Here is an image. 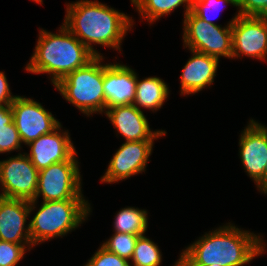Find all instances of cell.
<instances>
[{"label": "cell", "instance_id": "6da1fadb", "mask_svg": "<svg viewBox=\"0 0 267 266\" xmlns=\"http://www.w3.org/2000/svg\"><path fill=\"white\" fill-rule=\"evenodd\" d=\"M263 239L231 223L209 231L182 251L181 266H242L264 253Z\"/></svg>", "mask_w": 267, "mask_h": 266}, {"label": "cell", "instance_id": "7a4b0ae2", "mask_svg": "<svg viewBox=\"0 0 267 266\" xmlns=\"http://www.w3.org/2000/svg\"><path fill=\"white\" fill-rule=\"evenodd\" d=\"M66 7L63 24L95 56L101 54L93 44L121 51V42L134 25L131 17L97 0H80Z\"/></svg>", "mask_w": 267, "mask_h": 266}, {"label": "cell", "instance_id": "3957f363", "mask_svg": "<svg viewBox=\"0 0 267 266\" xmlns=\"http://www.w3.org/2000/svg\"><path fill=\"white\" fill-rule=\"evenodd\" d=\"M36 44L25 70L34 74H50L53 85L95 57L64 24L59 34L40 29Z\"/></svg>", "mask_w": 267, "mask_h": 266}, {"label": "cell", "instance_id": "277c9868", "mask_svg": "<svg viewBox=\"0 0 267 266\" xmlns=\"http://www.w3.org/2000/svg\"><path fill=\"white\" fill-rule=\"evenodd\" d=\"M90 212L86 200L43 201L28 224L32 245L65 236L87 220Z\"/></svg>", "mask_w": 267, "mask_h": 266}, {"label": "cell", "instance_id": "5b68a950", "mask_svg": "<svg viewBox=\"0 0 267 266\" xmlns=\"http://www.w3.org/2000/svg\"><path fill=\"white\" fill-rule=\"evenodd\" d=\"M103 56H95L85 66L76 69L61 79L54 87L83 114L105 112L103 90Z\"/></svg>", "mask_w": 267, "mask_h": 266}, {"label": "cell", "instance_id": "8992f818", "mask_svg": "<svg viewBox=\"0 0 267 266\" xmlns=\"http://www.w3.org/2000/svg\"><path fill=\"white\" fill-rule=\"evenodd\" d=\"M238 12L225 27L210 24L188 12L183 21L184 48L210 55L232 58V23L239 18Z\"/></svg>", "mask_w": 267, "mask_h": 266}, {"label": "cell", "instance_id": "52a82bcc", "mask_svg": "<svg viewBox=\"0 0 267 266\" xmlns=\"http://www.w3.org/2000/svg\"><path fill=\"white\" fill-rule=\"evenodd\" d=\"M78 161L55 163L39 171L34 200L43 201L85 200L81 191Z\"/></svg>", "mask_w": 267, "mask_h": 266}, {"label": "cell", "instance_id": "ba28073f", "mask_svg": "<svg viewBox=\"0 0 267 266\" xmlns=\"http://www.w3.org/2000/svg\"><path fill=\"white\" fill-rule=\"evenodd\" d=\"M39 171L26 153H19L7 160L0 161L1 197L34 200L37 190Z\"/></svg>", "mask_w": 267, "mask_h": 266}, {"label": "cell", "instance_id": "9c48e42d", "mask_svg": "<svg viewBox=\"0 0 267 266\" xmlns=\"http://www.w3.org/2000/svg\"><path fill=\"white\" fill-rule=\"evenodd\" d=\"M11 108L21 142L25 145L54 131L61 124L51 112L31 98L17 96Z\"/></svg>", "mask_w": 267, "mask_h": 266}, {"label": "cell", "instance_id": "30bf717a", "mask_svg": "<svg viewBox=\"0 0 267 266\" xmlns=\"http://www.w3.org/2000/svg\"><path fill=\"white\" fill-rule=\"evenodd\" d=\"M239 155L248 176L263 193V174L267 164V127L250 119L239 140Z\"/></svg>", "mask_w": 267, "mask_h": 266}, {"label": "cell", "instance_id": "8fae6325", "mask_svg": "<svg viewBox=\"0 0 267 266\" xmlns=\"http://www.w3.org/2000/svg\"><path fill=\"white\" fill-rule=\"evenodd\" d=\"M248 56L266 60L267 22L255 16H242L232 23V58Z\"/></svg>", "mask_w": 267, "mask_h": 266}, {"label": "cell", "instance_id": "7c38bea8", "mask_svg": "<svg viewBox=\"0 0 267 266\" xmlns=\"http://www.w3.org/2000/svg\"><path fill=\"white\" fill-rule=\"evenodd\" d=\"M154 141H125L109 162L101 178L104 183H116L145 171Z\"/></svg>", "mask_w": 267, "mask_h": 266}, {"label": "cell", "instance_id": "4fadbf2b", "mask_svg": "<svg viewBox=\"0 0 267 266\" xmlns=\"http://www.w3.org/2000/svg\"><path fill=\"white\" fill-rule=\"evenodd\" d=\"M61 124L52 132L40 136L30 142V153L26 155L38 171L49 167L52 164L63 161H78L77 152L69 132L62 130Z\"/></svg>", "mask_w": 267, "mask_h": 266}, {"label": "cell", "instance_id": "5bb4252c", "mask_svg": "<svg viewBox=\"0 0 267 266\" xmlns=\"http://www.w3.org/2000/svg\"><path fill=\"white\" fill-rule=\"evenodd\" d=\"M37 201L0 196V241L32 244L29 225L25 224Z\"/></svg>", "mask_w": 267, "mask_h": 266}, {"label": "cell", "instance_id": "9a60e30c", "mask_svg": "<svg viewBox=\"0 0 267 266\" xmlns=\"http://www.w3.org/2000/svg\"><path fill=\"white\" fill-rule=\"evenodd\" d=\"M104 113L126 141H154L167 133L164 130L151 131L143 111L133 104L111 107Z\"/></svg>", "mask_w": 267, "mask_h": 266}, {"label": "cell", "instance_id": "2e32d148", "mask_svg": "<svg viewBox=\"0 0 267 266\" xmlns=\"http://www.w3.org/2000/svg\"><path fill=\"white\" fill-rule=\"evenodd\" d=\"M137 73L124 64H104L105 110L134 103Z\"/></svg>", "mask_w": 267, "mask_h": 266}, {"label": "cell", "instance_id": "e0dca14e", "mask_svg": "<svg viewBox=\"0 0 267 266\" xmlns=\"http://www.w3.org/2000/svg\"><path fill=\"white\" fill-rule=\"evenodd\" d=\"M191 58L185 64L181 74V94L190 95L212 85L219 60L210 55L190 50Z\"/></svg>", "mask_w": 267, "mask_h": 266}, {"label": "cell", "instance_id": "ac0fdd59", "mask_svg": "<svg viewBox=\"0 0 267 266\" xmlns=\"http://www.w3.org/2000/svg\"><path fill=\"white\" fill-rule=\"evenodd\" d=\"M169 95V87L159 77H147L138 80L133 105L141 110V107L157 111L161 108ZM140 106V107H139Z\"/></svg>", "mask_w": 267, "mask_h": 266}, {"label": "cell", "instance_id": "d6986e66", "mask_svg": "<svg viewBox=\"0 0 267 266\" xmlns=\"http://www.w3.org/2000/svg\"><path fill=\"white\" fill-rule=\"evenodd\" d=\"M140 16L152 24L165 15H169L182 4L185 7L184 16L191 11L193 0H131ZM185 3V4H184Z\"/></svg>", "mask_w": 267, "mask_h": 266}, {"label": "cell", "instance_id": "ffe728a7", "mask_svg": "<svg viewBox=\"0 0 267 266\" xmlns=\"http://www.w3.org/2000/svg\"><path fill=\"white\" fill-rule=\"evenodd\" d=\"M148 213L135 207L122 208L115 216L114 232L142 236L148 228Z\"/></svg>", "mask_w": 267, "mask_h": 266}, {"label": "cell", "instance_id": "44dd1931", "mask_svg": "<svg viewBox=\"0 0 267 266\" xmlns=\"http://www.w3.org/2000/svg\"><path fill=\"white\" fill-rule=\"evenodd\" d=\"M21 144L11 105H0V153L19 150Z\"/></svg>", "mask_w": 267, "mask_h": 266}, {"label": "cell", "instance_id": "7402d4cb", "mask_svg": "<svg viewBox=\"0 0 267 266\" xmlns=\"http://www.w3.org/2000/svg\"><path fill=\"white\" fill-rule=\"evenodd\" d=\"M131 262L133 266H160L162 254L157 244L142 235L136 241Z\"/></svg>", "mask_w": 267, "mask_h": 266}, {"label": "cell", "instance_id": "603a6c76", "mask_svg": "<svg viewBox=\"0 0 267 266\" xmlns=\"http://www.w3.org/2000/svg\"><path fill=\"white\" fill-rule=\"evenodd\" d=\"M138 235L115 232L102 246L128 261L132 259Z\"/></svg>", "mask_w": 267, "mask_h": 266}, {"label": "cell", "instance_id": "cb8c5ba5", "mask_svg": "<svg viewBox=\"0 0 267 266\" xmlns=\"http://www.w3.org/2000/svg\"><path fill=\"white\" fill-rule=\"evenodd\" d=\"M228 3L236 7L238 6L237 0H193L191 12L205 22L215 24L211 18L218 15L221 11V4L227 5ZM211 12L213 14L210 16Z\"/></svg>", "mask_w": 267, "mask_h": 266}, {"label": "cell", "instance_id": "d4e9b609", "mask_svg": "<svg viewBox=\"0 0 267 266\" xmlns=\"http://www.w3.org/2000/svg\"><path fill=\"white\" fill-rule=\"evenodd\" d=\"M31 247H33L32 244H15L0 241V266H16L24 257L26 249L28 248L29 250Z\"/></svg>", "mask_w": 267, "mask_h": 266}, {"label": "cell", "instance_id": "484cf974", "mask_svg": "<svg viewBox=\"0 0 267 266\" xmlns=\"http://www.w3.org/2000/svg\"><path fill=\"white\" fill-rule=\"evenodd\" d=\"M84 266H131L129 261L108 251L102 245Z\"/></svg>", "mask_w": 267, "mask_h": 266}, {"label": "cell", "instance_id": "4316f807", "mask_svg": "<svg viewBox=\"0 0 267 266\" xmlns=\"http://www.w3.org/2000/svg\"><path fill=\"white\" fill-rule=\"evenodd\" d=\"M267 3V0H237L238 12L242 16H255Z\"/></svg>", "mask_w": 267, "mask_h": 266}, {"label": "cell", "instance_id": "83f0119b", "mask_svg": "<svg viewBox=\"0 0 267 266\" xmlns=\"http://www.w3.org/2000/svg\"><path fill=\"white\" fill-rule=\"evenodd\" d=\"M17 95H12L5 73L0 72V105H11Z\"/></svg>", "mask_w": 267, "mask_h": 266}, {"label": "cell", "instance_id": "f1b7e54d", "mask_svg": "<svg viewBox=\"0 0 267 266\" xmlns=\"http://www.w3.org/2000/svg\"><path fill=\"white\" fill-rule=\"evenodd\" d=\"M255 17L267 22V3L264 7L255 15Z\"/></svg>", "mask_w": 267, "mask_h": 266}, {"label": "cell", "instance_id": "f546056e", "mask_svg": "<svg viewBox=\"0 0 267 266\" xmlns=\"http://www.w3.org/2000/svg\"><path fill=\"white\" fill-rule=\"evenodd\" d=\"M263 193L267 194V164L263 174Z\"/></svg>", "mask_w": 267, "mask_h": 266}, {"label": "cell", "instance_id": "4dcf8cb0", "mask_svg": "<svg viewBox=\"0 0 267 266\" xmlns=\"http://www.w3.org/2000/svg\"><path fill=\"white\" fill-rule=\"evenodd\" d=\"M174 266H181V265L179 264V261H177ZM210 266H221V265H215V264H213V265H210Z\"/></svg>", "mask_w": 267, "mask_h": 266}, {"label": "cell", "instance_id": "1f68e13d", "mask_svg": "<svg viewBox=\"0 0 267 266\" xmlns=\"http://www.w3.org/2000/svg\"><path fill=\"white\" fill-rule=\"evenodd\" d=\"M33 1L36 3H40V4H42V2H43V0H33Z\"/></svg>", "mask_w": 267, "mask_h": 266}]
</instances>
